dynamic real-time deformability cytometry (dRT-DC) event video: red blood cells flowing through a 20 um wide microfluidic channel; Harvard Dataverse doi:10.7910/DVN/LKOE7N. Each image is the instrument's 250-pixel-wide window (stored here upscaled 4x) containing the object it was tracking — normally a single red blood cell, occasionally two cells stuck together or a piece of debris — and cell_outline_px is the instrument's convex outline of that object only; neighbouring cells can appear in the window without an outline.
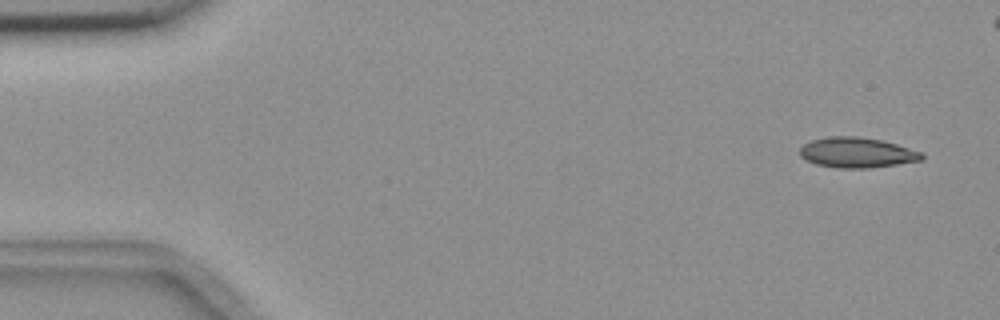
{"species": "common noctule bat (a hibernating species)", "species_latin": "Nyctalus noctula", "temperature_condition": "room temperature", "stored_images_in_passage": 8, "camera_frame_rate_fps": 3000, "um_per_image_px": 0.085, "animal": {"sex": "female", "body_mass_g": 18.4}, "frame": {"image": 1, "passage_image": 1, "time_ms": 0.0, "image_size_px": [1000, 320], "cell_outline_px": [[924, 156], [920, 160], [896, 164], [868, 168], [840, 168], [816, 164], [800, 156], [800, 148], [804, 144], [812, 140], [828, 136], [856, 136], [880, 140], [896, 144], [924, 152]], "centroid_in_image_um": [72.84, 12.96], "position_along_channel_um": 12.2, "area_um2": 21.33}}
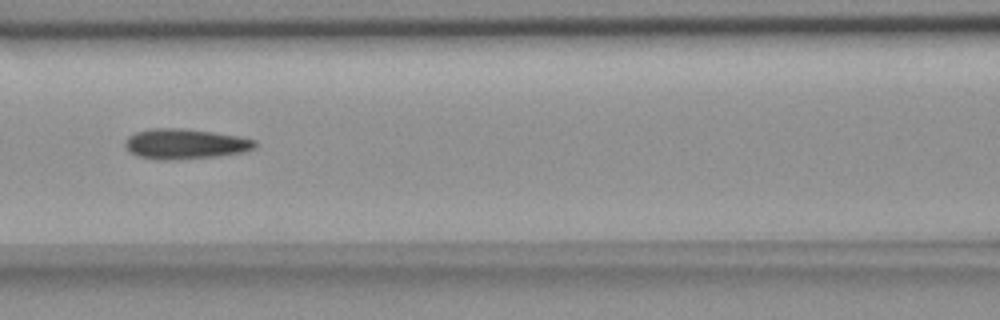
{"frame": {"image": 2, "passage_image": 7, "time_ms": 7.0, "image_size_px": [1000, 320], "cell_outline_px": [[256, 148], [244, 152], [216, 156], [176, 160], [156, 160], [136, 156], [128, 152], [124, 144], [128, 136], [136, 132], [152, 128], [180, 128], [212, 132], [240, 136], [256, 140]], "centroid_in_image_um": [15.71, 12.24], "position_along_channel_um": 150.9, "area_um2": 23.12}}
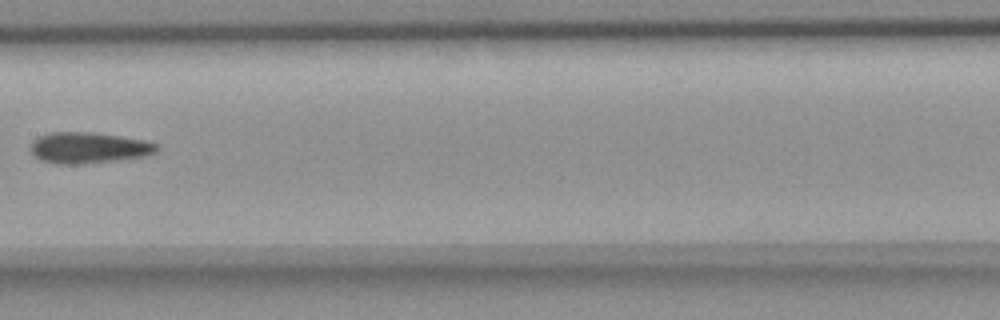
{"frame": {"image": 3, "passage_image": 8, "time_ms": 8.333, "image_size_px": [1000, 320], "cell_outline_px": [[160, 148], [156, 152], [144, 156], [116, 160], [80, 164], [56, 164], [40, 160], [32, 152], [32, 140], [40, 136], [52, 132], [92, 132], [120, 136], [144, 140], [156, 144]], "centroid_in_image_um": [7.53, 12.56], "position_along_channel_um": 199.9, "area_um2": 22.66}}